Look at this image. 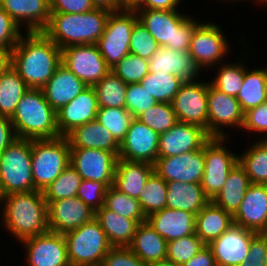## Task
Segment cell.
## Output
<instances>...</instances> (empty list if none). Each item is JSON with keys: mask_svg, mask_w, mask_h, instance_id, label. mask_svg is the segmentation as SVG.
<instances>
[{"mask_svg": "<svg viewBox=\"0 0 267 266\" xmlns=\"http://www.w3.org/2000/svg\"><path fill=\"white\" fill-rule=\"evenodd\" d=\"M25 35L12 49L11 66L29 88L41 89L62 64V49L43 32Z\"/></svg>", "mask_w": 267, "mask_h": 266, "instance_id": "1", "label": "cell"}, {"mask_svg": "<svg viewBox=\"0 0 267 266\" xmlns=\"http://www.w3.org/2000/svg\"><path fill=\"white\" fill-rule=\"evenodd\" d=\"M0 206L2 225L19 242L49 232L47 202L43 191L7 194L0 198Z\"/></svg>", "mask_w": 267, "mask_h": 266, "instance_id": "2", "label": "cell"}, {"mask_svg": "<svg viewBox=\"0 0 267 266\" xmlns=\"http://www.w3.org/2000/svg\"><path fill=\"white\" fill-rule=\"evenodd\" d=\"M110 12L101 7L79 14L51 12L49 23L42 32L60 49L72 45L97 44Z\"/></svg>", "mask_w": 267, "mask_h": 266, "instance_id": "3", "label": "cell"}, {"mask_svg": "<svg viewBox=\"0 0 267 266\" xmlns=\"http://www.w3.org/2000/svg\"><path fill=\"white\" fill-rule=\"evenodd\" d=\"M17 138L41 140L61 137L57 113L41 89L29 88L10 117Z\"/></svg>", "mask_w": 267, "mask_h": 266, "instance_id": "4", "label": "cell"}, {"mask_svg": "<svg viewBox=\"0 0 267 266\" xmlns=\"http://www.w3.org/2000/svg\"><path fill=\"white\" fill-rule=\"evenodd\" d=\"M139 21L160 47L188 51L192 34L201 23L179 10L137 9Z\"/></svg>", "mask_w": 267, "mask_h": 266, "instance_id": "5", "label": "cell"}, {"mask_svg": "<svg viewBox=\"0 0 267 266\" xmlns=\"http://www.w3.org/2000/svg\"><path fill=\"white\" fill-rule=\"evenodd\" d=\"M32 140L17 138L0 154V198L10 193L34 191Z\"/></svg>", "mask_w": 267, "mask_h": 266, "instance_id": "6", "label": "cell"}, {"mask_svg": "<svg viewBox=\"0 0 267 266\" xmlns=\"http://www.w3.org/2000/svg\"><path fill=\"white\" fill-rule=\"evenodd\" d=\"M34 188L44 191L70 164V146L66 137L32 140Z\"/></svg>", "mask_w": 267, "mask_h": 266, "instance_id": "7", "label": "cell"}, {"mask_svg": "<svg viewBox=\"0 0 267 266\" xmlns=\"http://www.w3.org/2000/svg\"><path fill=\"white\" fill-rule=\"evenodd\" d=\"M64 237L71 266H101L113 247L96 218L65 233Z\"/></svg>", "mask_w": 267, "mask_h": 266, "instance_id": "8", "label": "cell"}, {"mask_svg": "<svg viewBox=\"0 0 267 266\" xmlns=\"http://www.w3.org/2000/svg\"><path fill=\"white\" fill-rule=\"evenodd\" d=\"M138 20L136 10L110 12L105 30L97 43L110 69L130 53L131 33Z\"/></svg>", "mask_w": 267, "mask_h": 266, "instance_id": "9", "label": "cell"}, {"mask_svg": "<svg viewBox=\"0 0 267 266\" xmlns=\"http://www.w3.org/2000/svg\"><path fill=\"white\" fill-rule=\"evenodd\" d=\"M226 139L211 137L204 144L205 168L201 186L210 200L219 193L230 171L238 163L239 156L224 145Z\"/></svg>", "mask_w": 267, "mask_h": 266, "instance_id": "10", "label": "cell"}, {"mask_svg": "<svg viewBox=\"0 0 267 266\" xmlns=\"http://www.w3.org/2000/svg\"><path fill=\"white\" fill-rule=\"evenodd\" d=\"M228 42L218 24L201 22L192 34L188 51L200 70L213 68L228 54Z\"/></svg>", "mask_w": 267, "mask_h": 266, "instance_id": "11", "label": "cell"}, {"mask_svg": "<svg viewBox=\"0 0 267 266\" xmlns=\"http://www.w3.org/2000/svg\"><path fill=\"white\" fill-rule=\"evenodd\" d=\"M183 82L172 101L178 122L194 124L208 133V82Z\"/></svg>", "mask_w": 267, "mask_h": 266, "instance_id": "12", "label": "cell"}, {"mask_svg": "<svg viewBox=\"0 0 267 266\" xmlns=\"http://www.w3.org/2000/svg\"><path fill=\"white\" fill-rule=\"evenodd\" d=\"M62 64L89 87H93L111 71L97 44L72 45L63 48Z\"/></svg>", "mask_w": 267, "mask_h": 266, "instance_id": "13", "label": "cell"}, {"mask_svg": "<svg viewBox=\"0 0 267 266\" xmlns=\"http://www.w3.org/2000/svg\"><path fill=\"white\" fill-rule=\"evenodd\" d=\"M118 153L89 148H70V165L82 180H93L110 187L114 183Z\"/></svg>", "mask_w": 267, "mask_h": 266, "instance_id": "14", "label": "cell"}, {"mask_svg": "<svg viewBox=\"0 0 267 266\" xmlns=\"http://www.w3.org/2000/svg\"><path fill=\"white\" fill-rule=\"evenodd\" d=\"M244 112L236 97L216 89L210 82L208 86V135L228 138L223 127L242 129Z\"/></svg>", "mask_w": 267, "mask_h": 266, "instance_id": "15", "label": "cell"}, {"mask_svg": "<svg viewBox=\"0 0 267 266\" xmlns=\"http://www.w3.org/2000/svg\"><path fill=\"white\" fill-rule=\"evenodd\" d=\"M27 266H71L63 234L47 232L21 241Z\"/></svg>", "mask_w": 267, "mask_h": 266, "instance_id": "16", "label": "cell"}, {"mask_svg": "<svg viewBox=\"0 0 267 266\" xmlns=\"http://www.w3.org/2000/svg\"><path fill=\"white\" fill-rule=\"evenodd\" d=\"M158 147L159 134L133 118L124 140L120 143L118 158L154 165L158 158Z\"/></svg>", "mask_w": 267, "mask_h": 266, "instance_id": "17", "label": "cell"}, {"mask_svg": "<svg viewBox=\"0 0 267 266\" xmlns=\"http://www.w3.org/2000/svg\"><path fill=\"white\" fill-rule=\"evenodd\" d=\"M204 168V146L178 156L157 158L154 164V171L166 182L201 183Z\"/></svg>", "mask_w": 267, "mask_h": 266, "instance_id": "18", "label": "cell"}, {"mask_svg": "<svg viewBox=\"0 0 267 266\" xmlns=\"http://www.w3.org/2000/svg\"><path fill=\"white\" fill-rule=\"evenodd\" d=\"M49 231L65 234L95 218L96 211L79 197H69L47 203Z\"/></svg>", "mask_w": 267, "mask_h": 266, "instance_id": "19", "label": "cell"}, {"mask_svg": "<svg viewBox=\"0 0 267 266\" xmlns=\"http://www.w3.org/2000/svg\"><path fill=\"white\" fill-rule=\"evenodd\" d=\"M257 232L232 224L208 246L217 266H239L249 254L250 243Z\"/></svg>", "mask_w": 267, "mask_h": 266, "instance_id": "20", "label": "cell"}, {"mask_svg": "<svg viewBox=\"0 0 267 266\" xmlns=\"http://www.w3.org/2000/svg\"><path fill=\"white\" fill-rule=\"evenodd\" d=\"M210 138L206 130L200 126L177 122L159 135L158 158L200 150Z\"/></svg>", "mask_w": 267, "mask_h": 266, "instance_id": "21", "label": "cell"}, {"mask_svg": "<svg viewBox=\"0 0 267 266\" xmlns=\"http://www.w3.org/2000/svg\"><path fill=\"white\" fill-rule=\"evenodd\" d=\"M234 224L257 233H267V185L251 183L233 215Z\"/></svg>", "mask_w": 267, "mask_h": 266, "instance_id": "22", "label": "cell"}, {"mask_svg": "<svg viewBox=\"0 0 267 266\" xmlns=\"http://www.w3.org/2000/svg\"><path fill=\"white\" fill-rule=\"evenodd\" d=\"M98 103L93 87H88L57 113V129L65 137L73 129L97 119Z\"/></svg>", "mask_w": 267, "mask_h": 266, "instance_id": "23", "label": "cell"}, {"mask_svg": "<svg viewBox=\"0 0 267 266\" xmlns=\"http://www.w3.org/2000/svg\"><path fill=\"white\" fill-rule=\"evenodd\" d=\"M149 72L155 75L172 74L183 82L195 81L201 71L189 51L159 47L149 59Z\"/></svg>", "mask_w": 267, "mask_h": 266, "instance_id": "24", "label": "cell"}, {"mask_svg": "<svg viewBox=\"0 0 267 266\" xmlns=\"http://www.w3.org/2000/svg\"><path fill=\"white\" fill-rule=\"evenodd\" d=\"M0 7L19 26L25 25L26 33L42 32L50 20V0H0Z\"/></svg>", "mask_w": 267, "mask_h": 266, "instance_id": "25", "label": "cell"}, {"mask_svg": "<svg viewBox=\"0 0 267 266\" xmlns=\"http://www.w3.org/2000/svg\"><path fill=\"white\" fill-rule=\"evenodd\" d=\"M88 87L72 71L61 64L41 90L46 101L58 112Z\"/></svg>", "mask_w": 267, "mask_h": 266, "instance_id": "26", "label": "cell"}, {"mask_svg": "<svg viewBox=\"0 0 267 266\" xmlns=\"http://www.w3.org/2000/svg\"><path fill=\"white\" fill-rule=\"evenodd\" d=\"M146 221L168 242L194 234L196 214L166 207L148 216Z\"/></svg>", "mask_w": 267, "mask_h": 266, "instance_id": "27", "label": "cell"}, {"mask_svg": "<svg viewBox=\"0 0 267 266\" xmlns=\"http://www.w3.org/2000/svg\"><path fill=\"white\" fill-rule=\"evenodd\" d=\"M70 148H89L119 153L120 144L97 120L76 127L65 136Z\"/></svg>", "mask_w": 267, "mask_h": 266, "instance_id": "28", "label": "cell"}, {"mask_svg": "<svg viewBox=\"0 0 267 266\" xmlns=\"http://www.w3.org/2000/svg\"><path fill=\"white\" fill-rule=\"evenodd\" d=\"M153 172V164L118 158L113 186L120 192L138 199L147 179Z\"/></svg>", "mask_w": 267, "mask_h": 266, "instance_id": "29", "label": "cell"}, {"mask_svg": "<svg viewBox=\"0 0 267 266\" xmlns=\"http://www.w3.org/2000/svg\"><path fill=\"white\" fill-rule=\"evenodd\" d=\"M209 201L201 183L167 182V208L197 214Z\"/></svg>", "mask_w": 267, "mask_h": 266, "instance_id": "30", "label": "cell"}, {"mask_svg": "<svg viewBox=\"0 0 267 266\" xmlns=\"http://www.w3.org/2000/svg\"><path fill=\"white\" fill-rule=\"evenodd\" d=\"M233 223V215L210 200L196 214L195 233L206 245H209Z\"/></svg>", "mask_w": 267, "mask_h": 266, "instance_id": "31", "label": "cell"}, {"mask_svg": "<svg viewBox=\"0 0 267 266\" xmlns=\"http://www.w3.org/2000/svg\"><path fill=\"white\" fill-rule=\"evenodd\" d=\"M128 247L147 265L167 257V241L147 221L139 224Z\"/></svg>", "mask_w": 267, "mask_h": 266, "instance_id": "32", "label": "cell"}, {"mask_svg": "<svg viewBox=\"0 0 267 266\" xmlns=\"http://www.w3.org/2000/svg\"><path fill=\"white\" fill-rule=\"evenodd\" d=\"M95 218L99 221L113 247H128L140 224L137 220L125 218L104 206L96 211Z\"/></svg>", "mask_w": 267, "mask_h": 266, "instance_id": "33", "label": "cell"}, {"mask_svg": "<svg viewBox=\"0 0 267 266\" xmlns=\"http://www.w3.org/2000/svg\"><path fill=\"white\" fill-rule=\"evenodd\" d=\"M250 184L251 182L245 169L238 162L230 171L219 193L211 201L234 215L239 209Z\"/></svg>", "mask_w": 267, "mask_h": 266, "instance_id": "34", "label": "cell"}, {"mask_svg": "<svg viewBox=\"0 0 267 266\" xmlns=\"http://www.w3.org/2000/svg\"><path fill=\"white\" fill-rule=\"evenodd\" d=\"M266 68H255L250 71L244 66V80L242 88L236 96L244 113L267 101Z\"/></svg>", "mask_w": 267, "mask_h": 266, "instance_id": "35", "label": "cell"}, {"mask_svg": "<svg viewBox=\"0 0 267 266\" xmlns=\"http://www.w3.org/2000/svg\"><path fill=\"white\" fill-rule=\"evenodd\" d=\"M29 87L17 71L9 66L0 74V115L11 117Z\"/></svg>", "mask_w": 267, "mask_h": 266, "instance_id": "36", "label": "cell"}, {"mask_svg": "<svg viewBox=\"0 0 267 266\" xmlns=\"http://www.w3.org/2000/svg\"><path fill=\"white\" fill-rule=\"evenodd\" d=\"M253 144L240 154L238 162L245 169L251 183L267 185V139H257Z\"/></svg>", "mask_w": 267, "mask_h": 266, "instance_id": "37", "label": "cell"}, {"mask_svg": "<svg viewBox=\"0 0 267 266\" xmlns=\"http://www.w3.org/2000/svg\"><path fill=\"white\" fill-rule=\"evenodd\" d=\"M99 108H125L127 84L112 71L93 86Z\"/></svg>", "mask_w": 267, "mask_h": 266, "instance_id": "38", "label": "cell"}, {"mask_svg": "<svg viewBox=\"0 0 267 266\" xmlns=\"http://www.w3.org/2000/svg\"><path fill=\"white\" fill-rule=\"evenodd\" d=\"M140 84L158 103H172L183 81L172 74L155 75L149 72Z\"/></svg>", "mask_w": 267, "mask_h": 266, "instance_id": "39", "label": "cell"}, {"mask_svg": "<svg viewBox=\"0 0 267 266\" xmlns=\"http://www.w3.org/2000/svg\"><path fill=\"white\" fill-rule=\"evenodd\" d=\"M167 182L155 171L147 179L138 201L147 218L151 214L166 208Z\"/></svg>", "mask_w": 267, "mask_h": 266, "instance_id": "40", "label": "cell"}, {"mask_svg": "<svg viewBox=\"0 0 267 266\" xmlns=\"http://www.w3.org/2000/svg\"><path fill=\"white\" fill-rule=\"evenodd\" d=\"M104 207L125 218L137 220L139 223L146 221L138 199L120 192L113 185L106 191Z\"/></svg>", "mask_w": 267, "mask_h": 266, "instance_id": "41", "label": "cell"}, {"mask_svg": "<svg viewBox=\"0 0 267 266\" xmlns=\"http://www.w3.org/2000/svg\"><path fill=\"white\" fill-rule=\"evenodd\" d=\"M82 178L70 164L62 173L43 191L47 203L74 197L81 184Z\"/></svg>", "mask_w": 267, "mask_h": 266, "instance_id": "42", "label": "cell"}, {"mask_svg": "<svg viewBox=\"0 0 267 266\" xmlns=\"http://www.w3.org/2000/svg\"><path fill=\"white\" fill-rule=\"evenodd\" d=\"M217 75L210 83L221 92L236 97L244 80V63L219 64Z\"/></svg>", "mask_w": 267, "mask_h": 266, "instance_id": "43", "label": "cell"}, {"mask_svg": "<svg viewBox=\"0 0 267 266\" xmlns=\"http://www.w3.org/2000/svg\"><path fill=\"white\" fill-rule=\"evenodd\" d=\"M133 116L126 108H98L97 121L106 127L120 144L129 129Z\"/></svg>", "mask_w": 267, "mask_h": 266, "instance_id": "44", "label": "cell"}, {"mask_svg": "<svg viewBox=\"0 0 267 266\" xmlns=\"http://www.w3.org/2000/svg\"><path fill=\"white\" fill-rule=\"evenodd\" d=\"M205 245L196 233L168 241L166 259L182 266L202 250Z\"/></svg>", "mask_w": 267, "mask_h": 266, "instance_id": "45", "label": "cell"}, {"mask_svg": "<svg viewBox=\"0 0 267 266\" xmlns=\"http://www.w3.org/2000/svg\"><path fill=\"white\" fill-rule=\"evenodd\" d=\"M137 119L159 135L169 130L178 122L171 103H157Z\"/></svg>", "mask_w": 267, "mask_h": 266, "instance_id": "46", "label": "cell"}, {"mask_svg": "<svg viewBox=\"0 0 267 266\" xmlns=\"http://www.w3.org/2000/svg\"><path fill=\"white\" fill-rule=\"evenodd\" d=\"M111 71L126 84L140 83L149 73V60L129 53L113 66Z\"/></svg>", "mask_w": 267, "mask_h": 266, "instance_id": "47", "label": "cell"}, {"mask_svg": "<svg viewBox=\"0 0 267 266\" xmlns=\"http://www.w3.org/2000/svg\"><path fill=\"white\" fill-rule=\"evenodd\" d=\"M158 102L143 89L140 83L127 84L125 108L133 118H138Z\"/></svg>", "mask_w": 267, "mask_h": 266, "instance_id": "48", "label": "cell"}, {"mask_svg": "<svg viewBox=\"0 0 267 266\" xmlns=\"http://www.w3.org/2000/svg\"><path fill=\"white\" fill-rule=\"evenodd\" d=\"M159 47L146 27L138 20L131 33L130 53L149 60Z\"/></svg>", "mask_w": 267, "mask_h": 266, "instance_id": "49", "label": "cell"}, {"mask_svg": "<svg viewBox=\"0 0 267 266\" xmlns=\"http://www.w3.org/2000/svg\"><path fill=\"white\" fill-rule=\"evenodd\" d=\"M107 189L108 187L100 181L82 180L76 196L86 205L97 211L104 206Z\"/></svg>", "mask_w": 267, "mask_h": 266, "instance_id": "50", "label": "cell"}, {"mask_svg": "<svg viewBox=\"0 0 267 266\" xmlns=\"http://www.w3.org/2000/svg\"><path fill=\"white\" fill-rule=\"evenodd\" d=\"M20 26L0 7V48L12 49L22 36Z\"/></svg>", "mask_w": 267, "mask_h": 266, "instance_id": "51", "label": "cell"}, {"mask_svg": "<svg viewBox=\"0 0 267 266\" xmlns=\"http://www.w3.org/2000/svg\"><path fill=\"white\" fill-rule=\"evenodd\" d=\"M101 266H148L129 247H112Z\"/></svg>", "mask_w": 267, "mask_h": 266, "instance_id": "52", "label": "cell"}, {"mask_svg": "<svg viewBox=\"0 0 267 266\" xmlns=\"http://www.w3.org/2000/svg\"><path fill=\"white\" fill-rule=\"evenodd\" d=\"M242 129L248 130V132L267 134V101L244 113ZM259 139H267V136Z\"/></svg>", "mask_w": 267, "mask_h": 266, "instance_id": "53", "label": "cell"}, {"mask_svg": "<svg viewBox=\"0 0 267 266\" xmlns=\"http://www.w3.org/2000/svg\"><path fill=\"white\" fill-rule=\"evenodd\" d=\"M239 266H267V233L252 238L249 254Z\"/></svg>", "mask_w": 267, "mask_h": 266, "instance_id": "54", "label": "cell"}, {"mask_svg": "<svg viewBox=\"0 0 267 266\" xmlns=\"http://www.w3.org/2000/svg\"><path fill=\"white\" fill-rule=\"evenodd\" d=\"M95 8L91 0H50V11L59 13H85Z\"/></svg>", "mask_w": 267, "mask_h": 266, "instance_id": "55", "label": "cell"}, {"mask_svg": "<svg viewBox=\"0 0 267 266\" xmlns=\"http://www.w3.org/2000/svg\"><path fill=\"white\" fill-rule=\"evenodd\" d=\"M16 139L10 118L0 115V154Z\"/></svg>", "mask_w": 267, "mask_h": 266, "instance_id": "56", "label": "cell"}, {"mask_svg": "<svg viewBox=\"0 0 267 266\" xmlns=\"http://www.w3.org/2000/svg\"><path fill=\"white\" fill-rule=\"evenodd\" d=\"M182 266H217L212 249L205 245L196 255Z\"/></svg>", "mask_w": 267, "mask_h": 266, "instance_id": "57", "label": "cell"}, {"mask_svg": "<svg viewBox=\"0 0 267 266\" xmlns=\"http://www.w3.org/2000/svg\"><path fill=\"white\" fill-rule=\"evenodd\" d=\"M181 0H144L138 9L177 10Z\"/></svg>", "mask_w": 267, "mask_h": 266, "instance_id": "58", "label": "cell"}, {"mask_svg": "<svg viewBox=\"0 0 267 266\" xmlns=\"http://www.w3.org/2000/svg\"><path fill=\"white\" fill-rule=\"evenodd\" d=\"M11 50L0 48V74L11 66Z\"/></svg>", "mask_w": 267, "mask_h": 266, "instance_id": "59", "label": "cell"}, {"mask_svg": "<svg viewBox=\"0 0 267 266\" xmlns=\"http://www.w3.org/2000/svg\"><path fill=\"white\" fill-rule=\"evenodd\" d=\"M144 0H118V10H137Z\"/></svg>", "mask_w": 267, "mask_h": 266, "instance_id": "60", "label": "cell"}, {"mask_svg": "<svg viewBox=\"0 0 267 266\" xmlns=\"http://www.w3.org/2000/svg\"><path fill=\"white\" fill-rule=\"evenodd\" d=\"M95 7L109 9L110 11L118 10V0H91Z\"/></svg>", "mask_w": 267, "mask_h": 266, "instance_id": "61", "label": "cell"}, {"mask_svg": "<svg viewBox=\"0 0 267 266\" xmlns=\"http://www.w3.org/2000/svg\"><path fill=\"white\" fill-rule=\"evenodd\" d=\"M148 266H180V265H177L174 262L165 259V260H161V261H157V262H153L151 264H148Z\"/></svg>", "mask_w": 267, "mask_h": 266, "instance_id": "62", "label": "cell"}, {"mask_svg": "<svg viewBox=\"0 0 267 266\" xmlns=\"http://www.w3.org/2000/svg\"><path fill=\"white\" fill-rule=\"evenodd\" d=\"M258 4L264 3L267 6V0H257Z\"/></svg>", "mask_w": 267, "mask_h": 266, "instance_id": "63", "label": "cell"}, {"mask_svg": "<svg viewBox=\"0 0 267 266\" xmlns=\"http://www.w3.org/2000/svg\"><path fill=\"white\" fill-rule=\"evenodd\" d=\"M229 1V0H228ZM231 2L232 1H236V0H230ZM238 1V0H237ZM242 1H244V0H242ZM247 1V0H246ZM251 1H253V0H251ZM255 1V4H256V2H257V0H254Z\"/></svg>", "mask_w": 267, "mask_h": 266, "instance_id": "64", "label": "cell"}]
</instances>
